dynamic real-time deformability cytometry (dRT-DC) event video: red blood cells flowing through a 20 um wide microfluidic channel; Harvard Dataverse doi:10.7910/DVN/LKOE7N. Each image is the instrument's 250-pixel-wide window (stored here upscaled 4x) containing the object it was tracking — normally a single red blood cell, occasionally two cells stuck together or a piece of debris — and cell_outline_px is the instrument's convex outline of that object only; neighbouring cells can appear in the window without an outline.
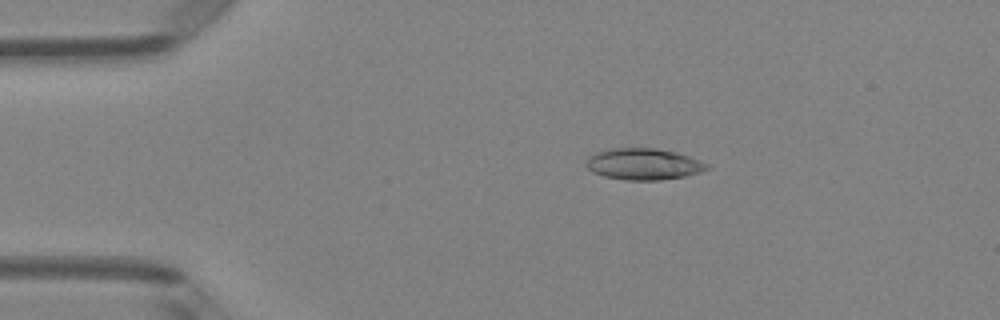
{"species": "Egyptian fruit bat (a non-hibernating species)", "species_latin": "Rousettus aegyptiacus", "temperature_condition": "room temperature", "stored_images_in_passage": 50, "camera_frame_rate_fps": 3000, "um_per_image_px": 0.085, "animal": {"sex": "female"}, "frame": {"image": 1, "passage_image": 10, "time_ms": 3.0, "image_size_px": [1000, 320], "cell_outline_px": [[708, 168], [700, 172], [684, 176], [660, 180], [624, 180], [604, 176], [592, 172], [584, 164], [588, 156], [596, 152], [608, 148], [656, 148], [676, 152], [700, 160], [708, 164]], "centroid_in_image_um": [54.65, 13.94], "position_along_channel_um": 30.3, "area_um2": 22.2}}
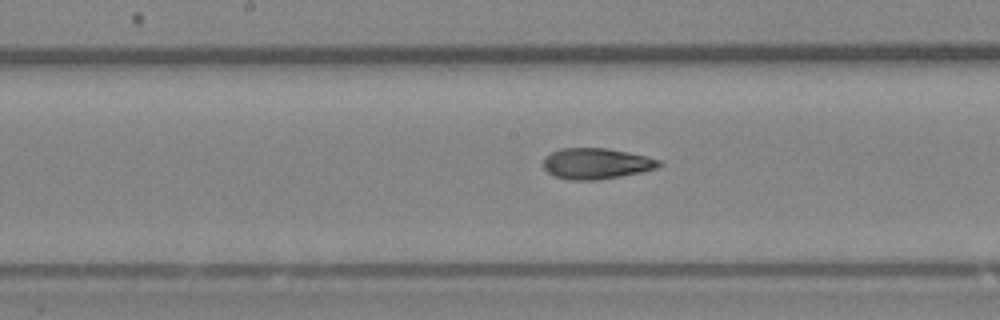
{"frame": {"image": 2, "passage_image": 26, "time_ms": 8.333, "image_size_px": [1000, 320], "cell_outline_px": [[664, 164], [656, 168], [640, 172], [620, 176], [596, 180], [568, 180], [552, 176], [544, 168], [544, 156], [560, 148], [608, 148], [628, 152], [660, 160]], "centroid_in_image_um": [50.65, 13.9], "position_along_channel_um": 197.5, "area_um2": 20.87}}
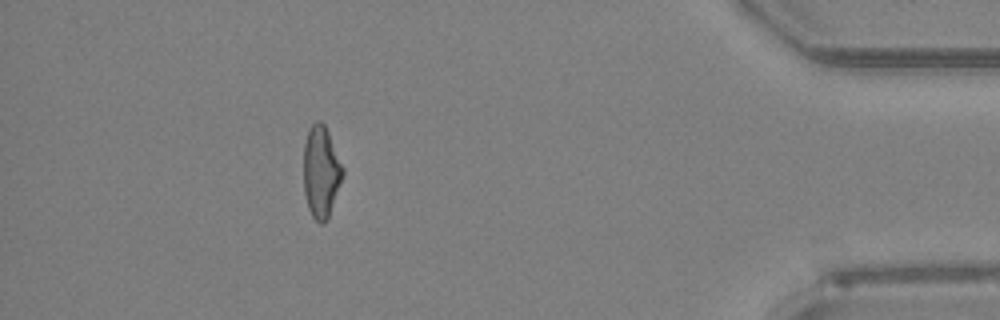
{"frame": {"image": 3, "passage_image": 45, "time_ms": 14.667, "image_size_px": [1000, 320], "cell_outline_px": [[344, 172], [328, 216], [324, 224], [320, 224], [312, 216], [308, 208], [304, 192], [304, 144], [308, 132], [312, 124], [316, 120], [320, 120], [324, 124], [328, 132], [344, 168]], "centroid_in_image_um": [27.28, 14.59], "position_along_channel_um": 407.9, "area_um2": 20.63}, "authors_computed_cell_mechanics": {"area_um2": 21.0681, "velocity_mm_per_s": 4.137, "shape_relaxation_time_tau1_ms": 5.2196, "shape_relaxation_time_tau2_ms": 2.1909, "deformation_change_tau1": 0.2236, "deformation_change_tau2": 0.1083}}